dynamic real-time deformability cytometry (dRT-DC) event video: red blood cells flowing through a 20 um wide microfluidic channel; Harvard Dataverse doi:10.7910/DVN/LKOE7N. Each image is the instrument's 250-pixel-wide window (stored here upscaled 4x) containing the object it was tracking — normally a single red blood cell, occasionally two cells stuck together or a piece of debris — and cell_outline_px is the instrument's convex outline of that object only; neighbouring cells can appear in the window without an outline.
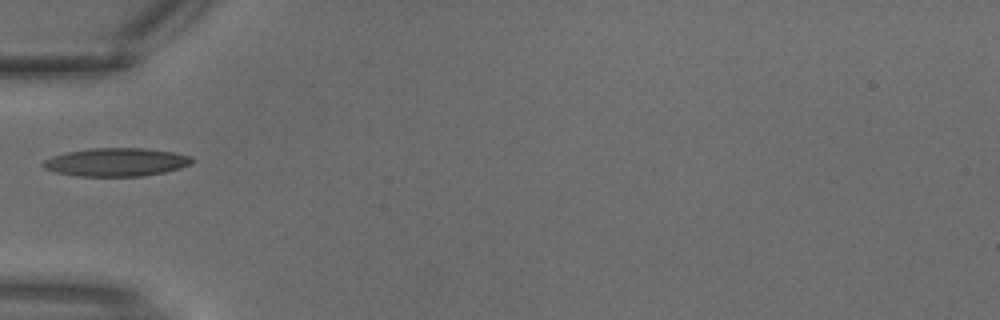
{"species": "common noctule bat (a hibernating species)", "species_latin": "Nyctalus noctula", "temperature_condition": "warm", "stored_images_in_passage": 4, "camera_frame_rate_fps": 3000, "um_per_image_px": 0.085, "animal": {"sex": "male", "body_mass_g": 18.8}, "frame": {"image": 1, "passage_image": 4, "time_ms": 1.0, "image_size_px": [1000, 320], "cell_outline_px": [[196, 160], [192, 164], [180, 168], [164, 172], [140, 176], [76, 176], [56, 172], [44, 168], [40, 164], [44, 160], [52, 156], [64, 152], [92, 148], [144, 148], [172, 152], [192, 156]], "centroid_in_image_um": [9.88, 13.78], "position_along_channel_um": 75.1, "area_um2": 24.68}}